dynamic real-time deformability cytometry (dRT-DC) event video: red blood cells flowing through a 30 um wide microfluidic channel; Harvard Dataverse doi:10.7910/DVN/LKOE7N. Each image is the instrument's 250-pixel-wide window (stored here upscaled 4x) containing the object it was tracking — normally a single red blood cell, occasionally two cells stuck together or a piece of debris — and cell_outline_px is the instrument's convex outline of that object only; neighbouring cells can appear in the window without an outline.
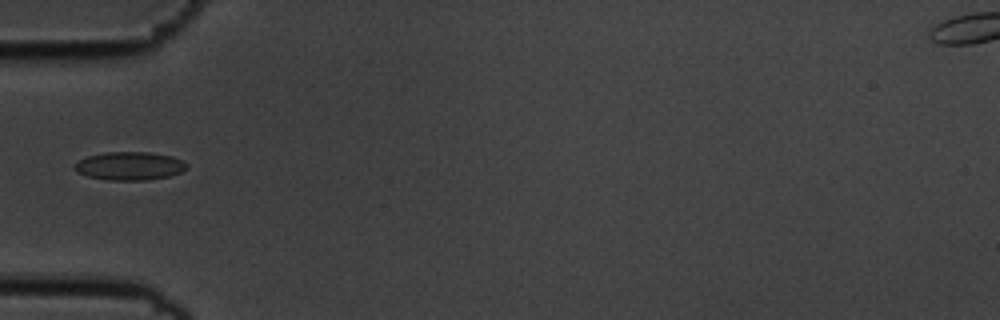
{"species": "common noctule bat (a hibernating species)", "species_latin": "Nyctalus noctula", "temperature_condition": "cold", "stored_images_in_passage": 23, "camera_frame_rate_fps": 3000, "um_per_image_px": 0.085, "animal": {"sex": "male", "body_mass_g": 19.5, "forearm_length_mm": 54.6}, "frame": {"image": 1, "passage_image": 1, "time_ms": 0.0, "image_size_px": [1000, 320], "cell_outline_px": [[188, 168], [180, 172], [168, 176], [148, 180], [108, 180], [88, 176], [80, 172], [76, 168], [76, 164], [80, 160], [88, 156], [108, 152], [148, 152], [172, 156], [188, 164]], "centroid_in_image_um": [11.07, 14.1], "position_along_channel_um": 73.9, "area_um2": 18.15}}
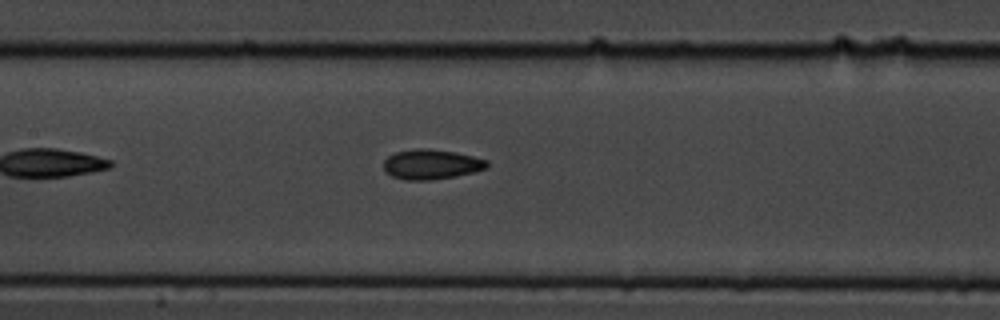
{"frame": {"image": 2, "passage_image": 9, "time_ms": 2.667, "image_size_px": [1000, 320], "cell_outline_px": [[488, 168], [456, 176], [432, 180], [408, 180], [392, 176], [384, 172], [384, 160], [388, 156], [396, 152], [416, 148], [428, 148], [452, 152], [472, 156], [488, 160]], "centroid_in_image_um": [36.64, 13.97], "position_along_channel_um": 170.8, "area_um2": 17.98}}
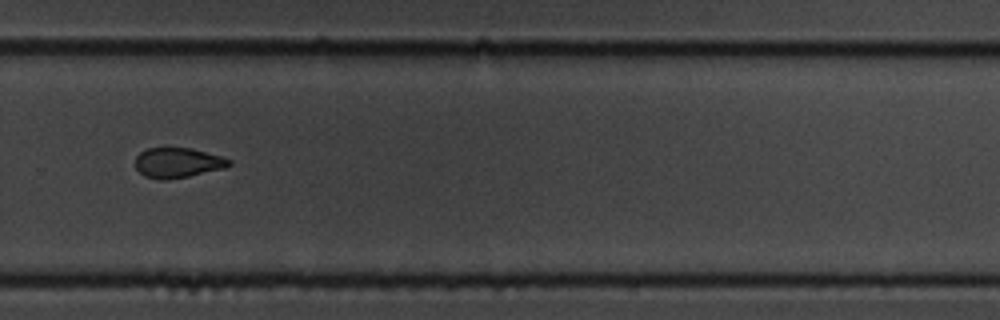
{"frame": {"image": 3, "passage_image": 21, "time_ms": 6.667, "image_size_px": [1000, 320], "cell_outline_px": [[232, 164], [224, 168], [188, 176], [168, 180], [160, 180], [144, 176], [136, 168], [136, 156], [140, 152], [148, 148], [192, 148], [220, 156], [232, 160]], "centroid_in_image_um": [15.1, 13.83], "position_along_channel_um": 314.7, "area_um2": 16.36}}